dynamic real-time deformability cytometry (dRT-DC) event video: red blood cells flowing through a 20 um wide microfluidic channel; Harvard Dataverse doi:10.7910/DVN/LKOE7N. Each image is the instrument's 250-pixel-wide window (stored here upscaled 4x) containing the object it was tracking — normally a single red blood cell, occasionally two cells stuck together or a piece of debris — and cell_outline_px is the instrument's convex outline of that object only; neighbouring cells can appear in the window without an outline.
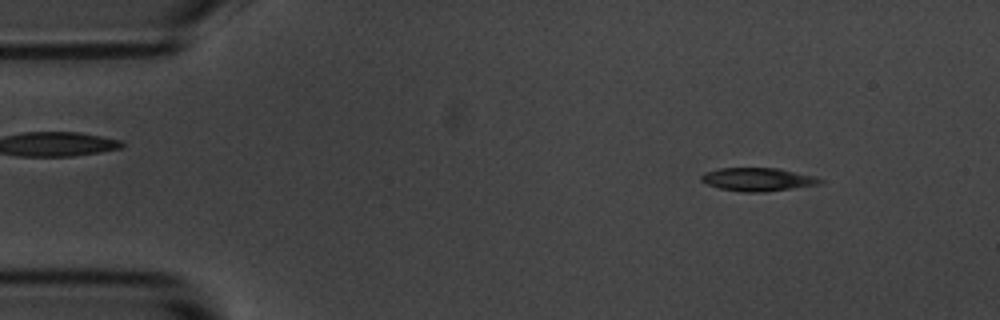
{"species": "common noctule bat (a hibernating species)", "species_latin": "Nyctalus noctula", "temperature_condition": "room temperature", "stored_images_in_passage": 55, "camera_frame_rate_fps": 3000, "um_per_image_px": 0.085, "animal": {"sex": "male", "body_mass_g": 20.1, "forearm_length_mm": 53.5}, "frame": {"image": 1, "passage_image": 6, "time_ms": 1.667, "image_size_px": [1000, 320], "cell_outline_px": [[824, 180], [820, 184], [764, 192], [744, 192], [720, 188], [708, 184], [700, 180], [700, 176], [704, 172], [720, 168], [780, 168], [816, 176]], "centroid_in_image_um": [64.43, 15.24], "position_along_channel_um": 20.6, "area_um2": 16.13}}
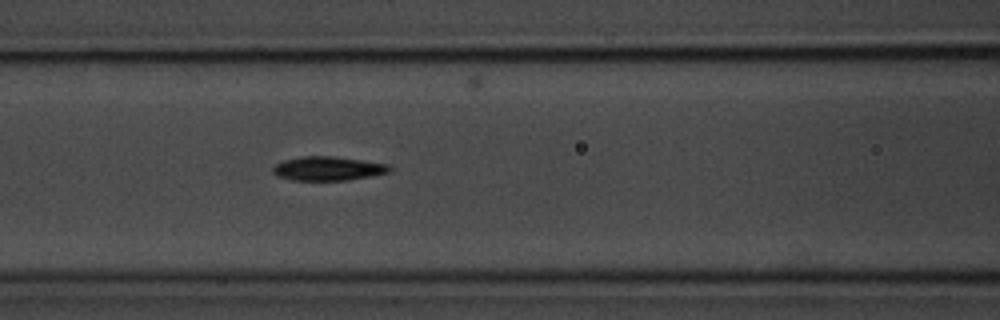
{"frame": {"image": 2, "passage_image": 22, "time_ms": 7.0, "image_size_px": [1000, 320], "cell_outline_px": [[392, 172], [344, 180], [292, 180], [276, 176], [272, 172], [272, 168], [276, 164], [284, 160], [300, 156], [332, 156], [392, 164]], "centroid_in_image_um": [27.89, 14.32], "position_along_channel_um": 138.7, "area_um2": 16.42}}
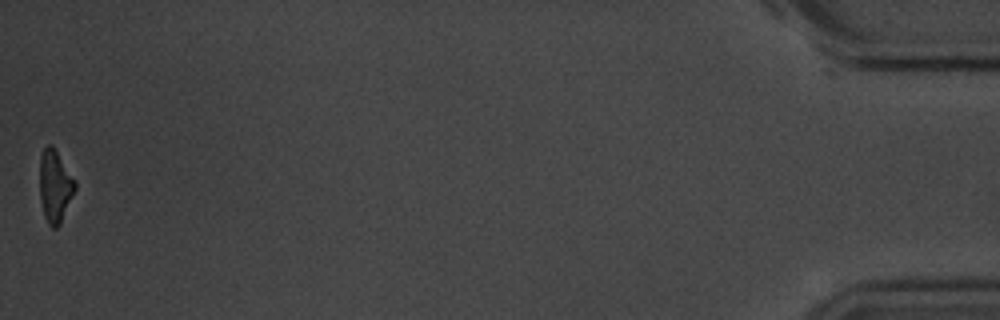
{"frame": {"image": 3, "passage_image": 54, "time_ms": 17.667, "image_size_px": [1000, 320], "cell_outline_px": [[76, 188], [60, 224], [56, 228], [52, 228], [48, 224], [44, 216], [40, 200], [40, 156], [44, 148], [48, 144], [52, 144], [76, 180]], "centroid_in_image_um": [4.67, 15.81], "position_along_channel_um": 430.5, "area_um2": 14.97}, "authors_computed_cell_mechanics": {"area_um2": 16.1262, "velocity_mm_per_s": 3.6551, "shape_relaxation_time_tau1_ms": 2.5355, "shape_relaxation_time_tau2_ms": 11.1869, "deformation_change_tau1": 0.1474, "deformation_change_tau2": 0.1905}}